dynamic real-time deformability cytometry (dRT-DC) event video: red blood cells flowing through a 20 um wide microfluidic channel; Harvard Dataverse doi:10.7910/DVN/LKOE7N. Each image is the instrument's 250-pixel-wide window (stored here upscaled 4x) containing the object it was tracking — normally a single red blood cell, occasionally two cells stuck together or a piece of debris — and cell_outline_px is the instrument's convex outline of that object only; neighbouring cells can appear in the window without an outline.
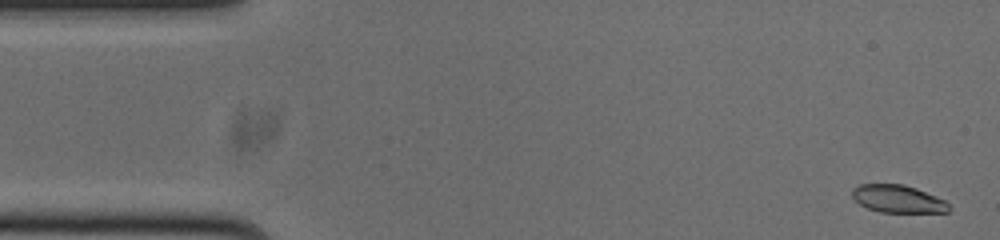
{"species": "common noctule bat (a hibernating species)", "species_latin": "Nyctalus noctula", "temperature_condition": "cold", "stored_images_in_passage": 52, "camera_frame_rate_fps": 3000, "um_per_image_px": 0.085, "animal": {"sex": "male", "body_mass_g": 20.0, "forearm_length_mm": 53.3}, "frame": {"image": 1, "passage_image": 1, "time_ms": 0.0, "image_size_px": [1000, 240], "cell_outline_px": [[952, 208], [948, 212], [880, 212], [868, 208], [860, 204], [852, 196], [852, 188], [860, 184], [904, 184], [916, 188], [936, 196], [944, 200]], "centroid_in_image_um": [76.33, 16.9], "position_along_channel_um": 8.7, "area_um2": 15.55}}
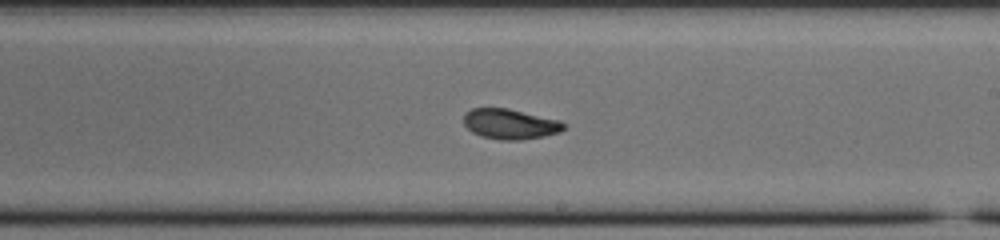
{"frame": {"image": 2, "passage_image": 29, "time_ms": 9.333, "image_size_px": [1000, 240], "cell_outline_px": [[568, 124], [560, 132], [544, 136], [520, 140], [500, 140], [480, 136], [472, 132], [464, 124], [464, 112], [472, 108], [508, 108], [560, 120]], "centroid_in_image_um": [43.37, 10.54], "position_along_channel_um": 245.6, "area_um2": 17.8}}
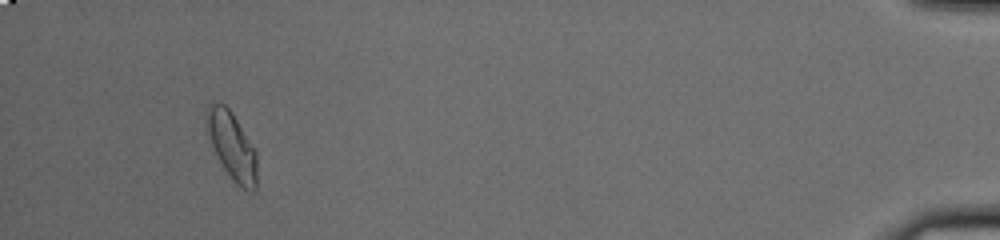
{"frame": {"image": 3, "passage_image": 49, "time_ms": 16.0, "image_size_px": [1000, 240], "cell_outline_px": [[256, 192], [252, 192], [236, 184], [232, 180], [224, 168], [212, 144], [208, 132], [208, 104], [224, 104], [232, 112], [256, 152]], "centroid_in_image_um": [19.76, 12.45], "position_along_channel_um": 415.4, "area_um2": 18.96}, "authors_computed_cell_mechanics": {"area_um2": 17.7735, "velocity_mm_per_s": 3.7638, "shape_relaxation_time_tau1_ms": 3.938, "shape_relaxation_time_tau2_ms": 2.5063, "deformation_change_tau1": 0.1439, "deformation_change_tau2": 0.0784}}